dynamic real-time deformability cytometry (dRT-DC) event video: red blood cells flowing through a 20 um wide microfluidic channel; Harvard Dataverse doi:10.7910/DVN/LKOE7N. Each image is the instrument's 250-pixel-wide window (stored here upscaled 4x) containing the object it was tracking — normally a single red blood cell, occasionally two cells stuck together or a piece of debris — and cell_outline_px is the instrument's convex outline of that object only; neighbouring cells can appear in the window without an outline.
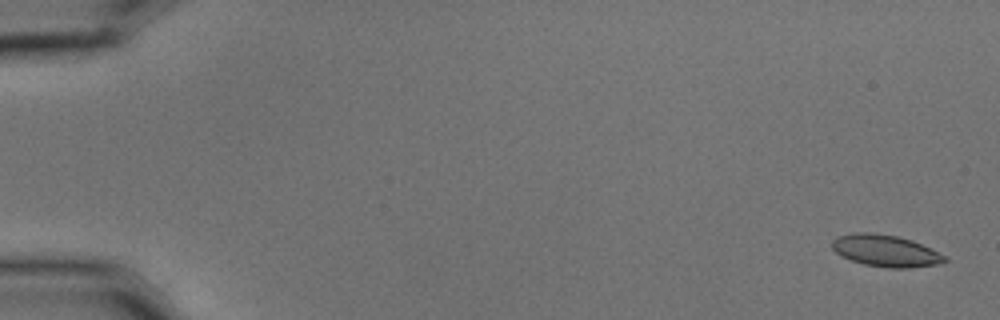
{"species": "common noctule bat (a hibernating species)", "species_latin": "Nyctalus noctula", "temperature_condition": "cold", "stored_images_in_passage": 6, "camera_frame_rate_fps": 3000, "um_per_image_px": 0.085, "animal": {"sex": "male", "body_mass_g": 15.6}, "frame": {"image": 1, "passage_image": 1, "time_ms": 0.0, "image_size_px": [1000, 320], "cell_outline_px": [[948, 260], [936, 264], [908, 268], [888, 268], [864, 264], [840, 256], [832, 248], [832, 240], [836, 236], [852, 232], [872, 232], [896, 236], [912, 240], [944, 256]], "centroid_in_image_um": [75.19, 21.3], "position_along_channel_um": 9.8, "area_um2": 20.69}}
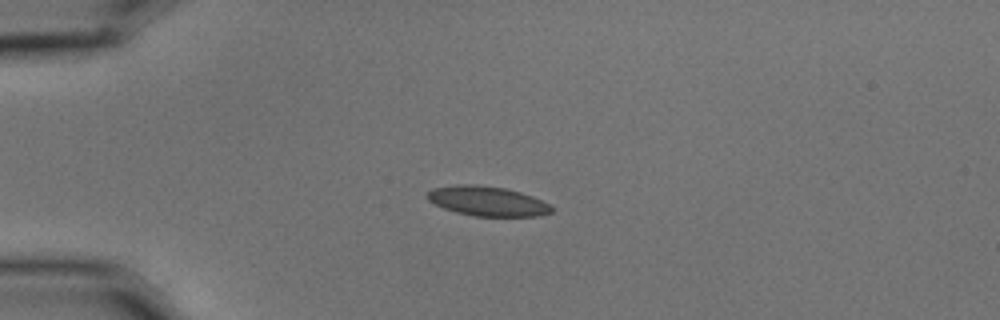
{"frame": {"image": 2, "passage_image": 4, "time_ms": 1.0, "image_size_px": [1000, 320], "cell_outline_px": [[552, 212], [536, 216], [472, 216], [456, 212], [444, 208], [428, 200], [428, 192], [432, 188], [456, 184], [476, 184], [504, 188], [520, 192], [532, 196], [548, 204], [552, 208]], "centroid_in_image_um": [41.4, 17.09], "position_along_channel_um": 43.6, "area_um2": 21.33}}
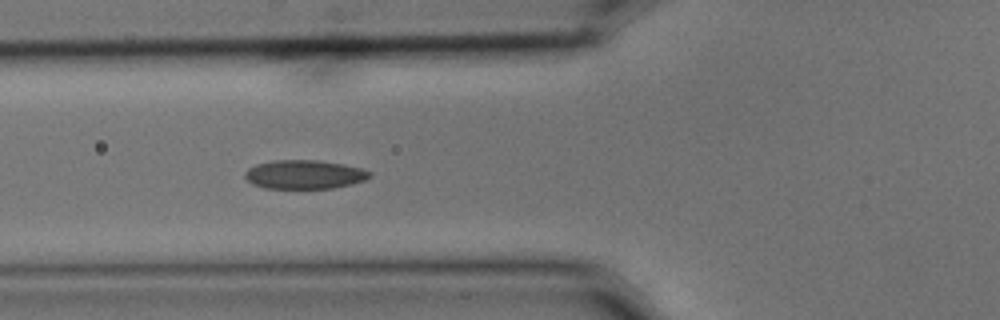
{"frame": {"image": 3, "passage_image": 6, "time_ms": 1.667, "image_size_px": [1000, 320], "cell_outline_px": [[372, 176], [364, 180], [352, 184], [332, 188], [264, 188], [252, 184], [244, 176], [244, 172], [248, 168], [256, 164], [272, 160], [316, 160], [344, 164], [360, 168], [372, 172]], "centroid_in_image_um": [25.86, 14.82], "position_along_channel_um": 99.9, "area_um2": 21.04}}